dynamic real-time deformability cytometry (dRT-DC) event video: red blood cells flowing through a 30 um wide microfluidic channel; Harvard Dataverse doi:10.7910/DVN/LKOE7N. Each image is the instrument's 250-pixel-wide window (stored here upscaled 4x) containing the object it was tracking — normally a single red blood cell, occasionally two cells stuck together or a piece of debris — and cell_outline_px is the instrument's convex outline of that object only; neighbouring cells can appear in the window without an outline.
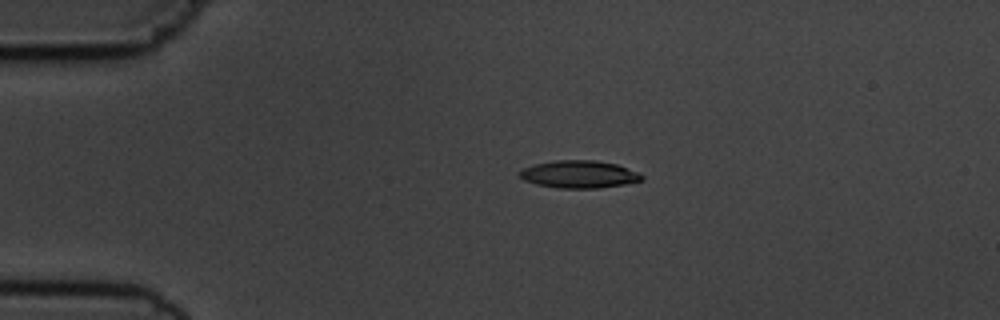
{"species": "common noctule bat (a hibernating species)", "species_latin": "Nyctalus noctula", "temperature_condition": "cold", "stored_images_in_passage": 3, "camera_frame_rate_fps": 3000, "um_per_image_px": 0.085, "animal": {"sex": "male", "body_mass_g": 19.5, "forearm_length_mm": 54.6}, "frame": {"image": 1, "passage_image": 2, "time_ms": 1.0, "image_size_px": [1000, 320], "cell_outline_px": [[644, 180], [624, 184], [600, 188], [556, 188], [536, 184], [524, 180], [520, 176], [520, 172], [524, 168], [536, 164], [556, 160], [596, 160], [616, 164], [640, 172], [644, 176]], "centroid_in_image_um": [49.28, 14.82], "position_along_channel_um": 35.7, "area_um2": 19.59}}